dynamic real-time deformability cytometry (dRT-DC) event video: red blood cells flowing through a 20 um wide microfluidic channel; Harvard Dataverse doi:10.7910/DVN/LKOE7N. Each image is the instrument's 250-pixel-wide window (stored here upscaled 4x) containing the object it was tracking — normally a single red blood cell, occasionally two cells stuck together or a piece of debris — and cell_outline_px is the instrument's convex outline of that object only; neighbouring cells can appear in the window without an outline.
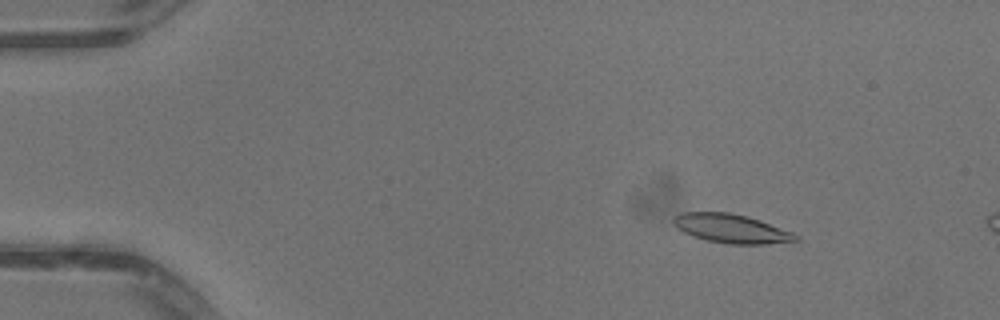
{"species": "common noctule bat (a hibernating species)", "species_latin": "Nyctalus noctula", "temperature_condition": "warm", "stored_images_in_passage": 14, "camera_frame_rate_fps": 3000, "um_per_image_px": 0.085, "animal": {"sex": "male", "body_mass_g": 13.3}, "frame": {"image": 1, "passage_image": 8, "time_ms": 2.333, "image_size_px": [1000, 320], "cell_outline_px": [[800, 240], [768, 244], [728, 244], [708, 240], [684, 232], [676, 228], [672, 224], [672, 220], [680, 212], [728, 212], [748, 216], [760, 220], [792, 232], [800, 236]], "centroid_in_image_um": [62.18, 19.42], "position_along_channel_um": 22.8, "area_um2": 20.58}}